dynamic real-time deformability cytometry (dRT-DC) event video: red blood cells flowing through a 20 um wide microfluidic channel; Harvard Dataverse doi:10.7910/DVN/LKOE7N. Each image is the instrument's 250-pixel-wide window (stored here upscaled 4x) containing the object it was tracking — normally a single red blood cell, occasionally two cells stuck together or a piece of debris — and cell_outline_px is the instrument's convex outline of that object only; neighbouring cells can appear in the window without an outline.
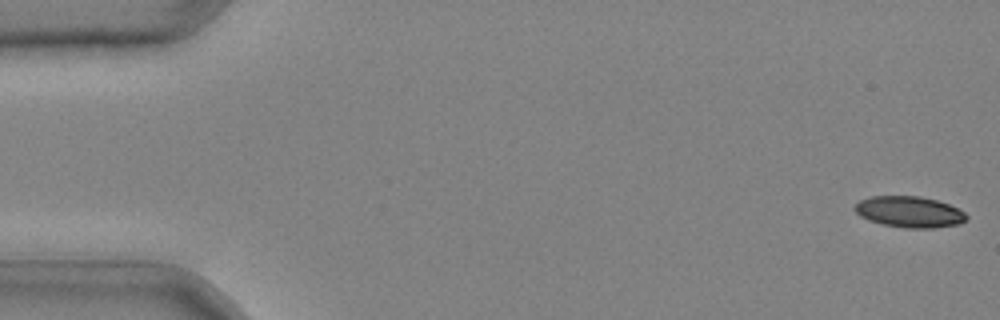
{"species": "common noctule bat (a hibernating species)", "species_latin": "Nyctalus noctula", "temperature_condition": "cold", "stored_images_in_passage": 42, "camera_frame_rate_fps": 3000, "um_per_image_px": 0.085, "animal": {"sex": "male", "body_mass_g": 20.4}, "frame": {"image": 1, "passage_image": 1, "time_ms": 0.0, "image_size_px": [1000, 320], "cell_outline_px": [[968, 216], [960, 224], [932, 228], [904, 228], [884, 224], [868, 220], [860, 216], [852, 208], [860, 200], [872, 196], [920, 196], [936, 200], [948, 204], [964, 212]], "centroid_in_image_um": [77.28, 18.01], "position_along_channel_um": 7.7, "area_um2": 20.17}}
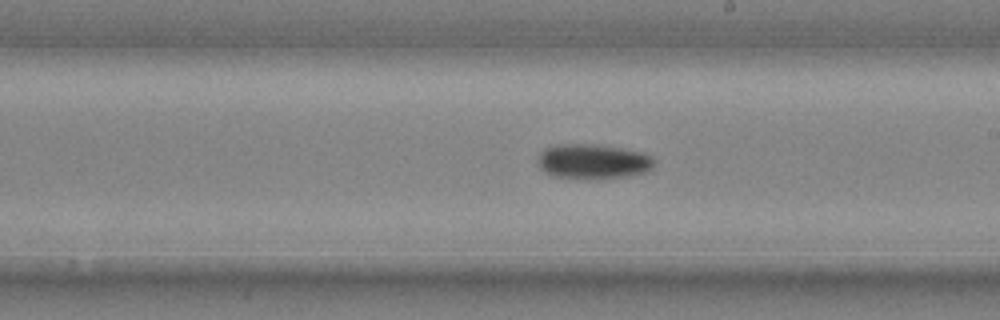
{"frame": {"image": 2, "passage_image": 25, "time_ms": 8.0, "image_size_px": [1000, 320], "cell_outline_px": [[656, 160], [652, 168], [644, 172], [628, 176], [600, 180], [588, 180], [552, 176], [544, 172], [540, 168], [540, 152], [544, 148], [560, 144], [592, 144], [620, 148], [644, 152], [652, 156]], "centroid_in_image_um": [50.44, 13.75], "position_along_channel_um": 238.6, "area_um2": 24.04}}
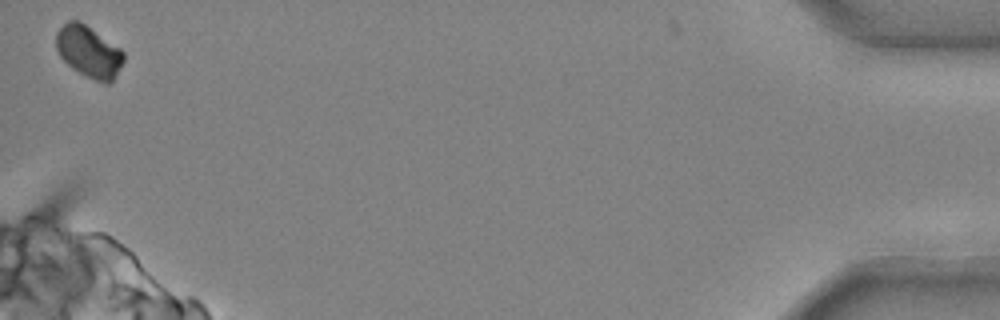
{"frame": {"image": 3, "passage_image": 42, "time_ms": 13.667, "image_size_px": [1000, 320], "cell_outline_px": [[124, 60], [112, 80], [108, 84], [104, 84], [72, 68], [60, 56], [56, 48], [56, 32], [68, 20], [76, 20], [84, 24], [120, 48], [124, 52]], "centroid_in_image_um": [7.54, 4.39], "position_along_channel_um": 427.7, "area_um2": 19.83}}